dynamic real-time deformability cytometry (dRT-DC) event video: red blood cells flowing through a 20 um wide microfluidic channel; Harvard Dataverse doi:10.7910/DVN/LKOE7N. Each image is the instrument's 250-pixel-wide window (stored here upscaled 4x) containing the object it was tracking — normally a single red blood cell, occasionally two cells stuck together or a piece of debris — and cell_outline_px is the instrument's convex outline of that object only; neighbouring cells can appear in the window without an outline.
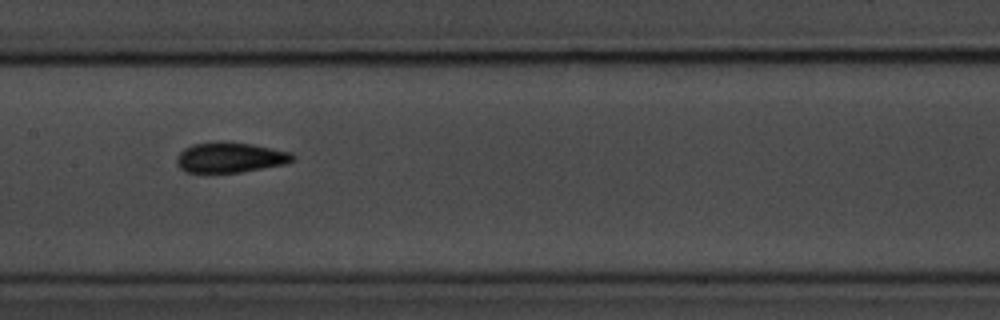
{"species": "common noctule bat (a hibernating species)", "species_latin": "Nyctalus noctula", "temperature_condition": "room temperature", "stored_images_in_passage": 13, "camera_frame_rate_fps": 3000, "um_per_image_px": 0.085, "animal": {"sex": "male", "body_mass_g": 20.1, "forearm_length_mm": 53.5}, "frame": {"image": 1, "passage_image": 6, "time_ms": 6.667, "image_size_px": [1000, 320], "cell_outline_px": [[296, 160], [284, 164], [240, 172], [184, 172], [176, 164], [176, 156], [184, 148], [192, 144], [224, 140], [252, 144], [292, 152], [296, 156]], "centroid_in_image_um": [19.56, 13.36], "position_along_channel_um": 187.8, "area_um2": 20.75}, "authors_computed_cell_mechanics": {"area_um2": 19.9988, "velocity_mm_per_s": 3.6307, "shape_relaxation_time_tau1_ms": 5.0079, "shape_relaxation_time_tau2_ms": 1.6145, "deformation_change_tau1": 0.1445, "deformation_change_tau2": 0.0512}}